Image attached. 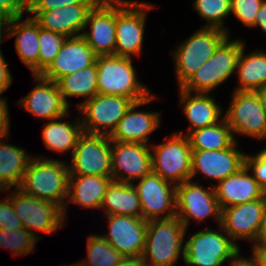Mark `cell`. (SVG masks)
<instances>
[{
  "label": "cell",
  "mask_w": 266,
  "mask_h": 266,
  "mask_svg": "<svg viewBox=\"0 0 266 266\" xmlns=\"http://www.w3.org/2000/svg\"><path fill=\"white\" fill-rule=\"evenodd\" d=\"M244 42L230 41L227 36L215 49L213 55L180 88L190 93L210 94L236 71Z\"/></svg>",
  "instance_id": "cell-4"
},
{
  "label": "cell",
  "mask_w": 266,
  "mask_h": 266,
  "mask_svg": "<svg viewBox=\"0 0 266 266\" xmlns=\"http://www.w3.org/2000/svg\"><path fill=\"white\" fill-rule=\"evenodd\" d=\"M222 231L212 229L201 230L195 233L184 244V263L188 266H222L238 251L239 246Z\"/></svg>",
  "instance_id": "cell-8"
},
{
  "label": "cell",
  "mask_w": 266,
  "mask_h": 266,
  "mask_svg": "<svg viewBox=\"0 0 266 266\" xmlns=\"http://www.w3.org/2000/svg\"><path fill=\"white\" fill-rule=\"evenodd\" d=\"M152 171L176 186L191 180L192 149L187 135L173 132L167 142L153 145Z\"/></svg>",
  "instance_id": "cell-5"
},
{
  "label": "cell",
  "mask_w": 266,
  "mask_h": 266,
  "mask_svg": "<svg viewBox=\"0 0 266 266\" xmlns=\"http://www.w3.org/2000/svg\"><path fill=\"white\" fill-rule=\"evenodd\" d=\"M227 36V32L223 30L202 27L177 47L172 54L175 57V73L179 87L209 60Z\"/></svg>",
  "instance_id": "cell-6"
},
{
  "label": "cell",
  "mask_w": 266,
  "mask_h": 266,
  "mask_svg": "<svg viewBox=\"0 0 266 266\" xmlns=\"http://www.w3.org/2000/svg\"><path fill=\"white\" fill-rule=\"evenodd\" d=\"M264 0H232L231 13L247 27L255 25V16Z\"/></svg>",
  "instance_id": "cell-38"
},
{
  "label": "cell",
  "mask_w": 266,
  "mask_h": 266,
  "mask_svg": "<svg viewBox=\"0 0 266 266\" xmlns=\"http://www.w3.org/2000/svg\"><path fill=\"white\" fill-rule=\"evenodd\" d=\"M10 201L23 227L37 240L40 237L30 230L53 233L65 224L63 209L52 202L27 195L18 188L10 194Z\"/></svg>",
  "instance_id": "cell-11"
},
{
  "label": "cell",
  "mask_w": 266,
  "mask_h": 266,
  "mask_svg": "<svg viewBox=\"0 0 266 266\" xmlns=\"http://www.w3.org/2000/svg\"><path fill=\"white\" fill-rule=\"evenodd\" d=\"M245 166L249 170L252 169L254 179L266 191V148L260 150L255 156L246 154Z\"/></svg>",
  "instance_id": "cell-39"
},
{
  "label": "cell",
  "mask_w": 266,
  "mask_h": 266,
  "mask_svg": "<svg viewBox=\"0 0 266 266\" xmlns=\"http://www.w3.org/2000/svg\"><path fill=\"white\" fill-rule=\"evenodd\" d=\"M234 135L223 118L215 125L191 131L187 137L192 150H221L229 148L237 141Z\"/></svg>",
  "instance_id": "cell-33"
},
{
  "label": "cell",
  "mask_w": 266,
  "mask_h": 266,
  "mask_svg": "<svg viewBox=\"0 0 266 266\" xmlns=\"http://www.w3.org/2000/svg\"><path fill=\"white\" fill-rule=\"evenodd\" d=\"M12 80L13 77L8 69V64H6L4 56L1 53L0 54V95L10 87Z\"/></svg>",
  "instance_id": "cell-44"
},
{
  "label": "cell",
  "mask_w": 266,
  "mask_h": 266,
  "mask_svg": "<svg viewBox=\"0 0 266 266\" xmlns=\"http://www.w3.org/2000/svg\"><path fill=\"white\" fill-rule=\"evenodd\" d=\"M134 186L141 205L142 218L146 221L168 219L176 216V185L164 180L153 171ZM167 211L165 215L162 214Z\"/></svg>",
  "instance_id": "cell-13"
},
{
  "label": "cell",
  "mask_w": 266,
  "mask_h": 266,
  "mask_svg": "<svg viewBox=\"0 0 266 266\" xmlns=\"http://www.w3.org/2000/svg\"><path fill=\"white\" fill-rule=\"evenodd\" d=\"M237 141L229 148L221 150H192L191 179L197 173L216 182L237 173L245 165V156L237 150Z\"/></svg>",
  "instance_id": "cell-17"
},
{
  "label": "cell",
  "mask_w": 266,
  "mask_h": 266,
  "mask_svg": "<svg viewBox=\"0 0 266 266\" xmlns=\"http://www.w3.org/2000/svg\"><path fill=\"white\" fill-rule=\"evenodd\" d=\"M106 211V216L126 215L142 217L141 205L134 186L112 180L107 187L101 205Z\"/></svg>",
  "instance_id": "cell-29"
},
{
  "label": "cell",
  "mask_w": 266,
  "mask_h": 266,
  "mask_svg": "<svg viewBox=\"0 0 266 266\" xmlns=\"http://www.w3.org/2000/svg\"><path fill=\"white\" fill-rule=\"evenodd\" d=\"M99 0H28V11H49L73 4H96Z\"/></svg>",
  "instance_id": "cell-41"
},
{
  "label": "cell",
  "mask_w": 266,
  "mask_h": 266,
  "mask_svg": "<svg viewBox=\"0 0 266 266\" xmlns=\"http://www.w3.org/2000/svg\"><path fill=\"white\" fill-rule=\"evenodd\" d=\"M21 20L22 16L9 19L7 38L15 35V47L21 61L32 75H39V24L30 16Z\"/></svg>",
  "instance_id": "cell-25"
},
{
  "label": "cell",
  "mask_w": 266,
  "mask_h": 266,
  "mask_svg": "<svg viewBox=\"0 0 266 266\" xmlns=\"http://www.w3.org/2000/svg\"><path fill=\"white\" fill-rule=\"evenodd\" d=\"M222 209L216 198L214 186L203 188L199 182L188 180L176 186V216L188 228L190 219L197 222L213 216L221 223Z\"/></svg>",
  "instance_id": "cell-12"
},
{
  "label": "cell",
  "mask_w": 266,
  "mask_h": 266,
  "mask_svg": "<svg viewBox=\"0 0 266 266\" xmlns=\"http://www.w3.org/2000/svg\"><path fill=\"white\" fill-rule=\"evenodd\" d=\"M263 207L264 199H256L224 208L220 225L234 242L237 239H248L258 245Z\"/></svg>",
  "instance_id": "cell-19"
},
{
  "label": "cell",
  "mask_w": 266,
  "mask_h": 266,
  "mask_svg": "<svg viewBox=\"0 0 266 266\" xmlns=\"http://www.w3.org/2000/svg\"><path fill=\"white\" fill-rule=\"evenodd\" d=\"M24 228L21 219L15 214L10 195L0 200V229L17 230Z\"/></svg>",
  "instance_id": "cell-40"
},
{
  "label": "cell",
  "mask_w": 266,
  "mask_h": 266,
  "mask_svg": "<svg viewBox=\"0 0 266 266\" xmlns=\"http://www.w3.org/2000/svg\"><path fill=\"white\" fill-rule=\"evenodd\" d=\"M9 29V19L8 18H3L0 21V44L2 43L3 39L2 37L4 36L5 32H8ZM3 35V36H2ZM1 50H0V54H1Z\"/></svg>",
  "instance_id": "cell-51"
},
{
  "label": "cell",
  "mask_w": 266,
  "mask_h": 266,
  "mask_svg": "<svg viewBox=\"0 0 266 266\" xmlns=\"http://www.w3.org/2000/svg\"><path fill=\"white\" fill-rule=\"evenodd\" d=\"M4 17L2 16V14L0 13V21L3 19Z\"/></svg>",
  "instance_id": "cell-53"
},
{
  "label": "cell",
  "mask_w": 266,
  "mask_h": 266,
  "mask_svg": "<svg viewBox=\"0 0 266 266\" xmlns=\"http://www.w3.org/2000/svg\"><path fill=\"white\" fill-rule=\"evenodd\" d=\"M82 37L97 56L115 55L116 0H99L89 11Z\"/></svg>",
  "instance_id": "cell-15"
},
{
  "label": "cell",
  "mask_w": 266,
  "mask_h": 266,
  "mask_svg": "<svg viewBox=\"0 0 266 266\" xmlns=\"http://www.w3.org/2000/svg\"><path fill=\"white\" fill-rule=\"evenodd\" d=\"M112 177L69 175L67 200L85 208H101Z\"/></svg>",
  "instance_id": "cell-27"
},
{
  "label": "cell",
  "mask_w": 266,
  "mask_h": 266,
  "mask_svg": "<svg viewBox=\"0 0 266 266\" xmlns=\"http://www.w3.org/2000/svg\"><path fill=\"white\" fill-rule=\"evenodd\" d=\"M71 154L69 175L111 177L112 151L109 136L83 132Z\"/></svg>",
  "instance_id": "cell-9"
},
{
  "label": "cell",
  "mask_w": 266,
  "mask_h": 266,
  "mask_svg": "<svg viewBox=\"0 0 266 266\" xmlns=\"http://www.w3.org/2000/svg\"><path fill=\"white\" fill-rule=\"evenodd\" d=\"M252 254L256 257L259 266H266V243L253 245Z\"/></svg>",
  "instance_id": "cell-49"
},
{
  "label": "cell",
  "mask_w": 266,
  "mask_h": 266,
  "mask_svg": "<svg viewBox=\"0 0 266 266\" xmlns=\"http://www.w3.org/2000/svg\"><path fill=\"white\" fill-rule=\"evenodd\" d=\"M186 228L177 216L147 222L142 256L148 266H175L182 252Z\"/></svg>",
  "instance_id": "cell-2"
},
{
  "label": "cell",
  "mask_w": 266,
  "mask_h": 266,
  "mask_svg": "<svg viewBox=\"0 0 266 266\" xmlns=\"http://www.w3.org/2000/svg\"><path fill=\"white\" fill-rule=\"evenodd\" d=\"M256 94L258 95L261 107L266 116V88H260L259 90H256Z\"/></svg>",
  "instance_id": "cell-50"
},
{
  "label": "cell",
  "mask_w": 266,
  "mask_h": 266,
  "mask_svg": "<svg viewBox=\"0 0 266 266\" xmlns=\"http://www.w3.org/2000/svg\"><path fill=\"white\" fill-rule=\"evenodd\" d=\"M37 241L25 228L13 231L0 229V248L11 250L15 256L31 253Z\"/></svg>",
  "instance_id": "cell-36"
},
{
  "label": "cell",
  "mask_w": 266,
  "mask_h": 266,
  "mask_svg": "<svg viewBox=\"0 0 266 266\" xmlns=\"http://www.w3.org/2000/svg\"><path fill=\"white\" fill-rule=\"evenodd\" d=\"M214 189L221 209L264 199L266 193L245 165L237 173L221 180L218 185L214 186Z\"/></svg>",
  "instance_id": "cell-24"
},
{
  "label": "cell",
  "mask_w": 266,
  "mask_h": 266,
  "mask_svg": "<svg viewBox=\"0 0 266 266\" xmlns=\"http://www.w3.org/2000/svg\"><path fill=\"white\" fill-rule=\"evenodd\" d=\"M39 75L51 64L60 51L66 37L42 29L39 26Z\"/></svg>",
  "instance_id": "cell-37"
},
{
  "label": "cell",
  "mask_w": 266,
  "mask_h": 266,
  "mask_svg": "<svg viewBox=\"0 0 266 266\" xmlns=\"http://www.w3.org/2000/svg\"><path fill=\"white\" fill-rule=\"evenodd\" d=\"M31 159L25 150L0 139V192L20 186Z\"/></svg>",
  "instance_id": "cell-28"
},
{
  "label": "cell",
  "mask_w": 266,
  "mask_h": 266,
  "mask_svg": "<svg viewBox=\"0 0 266 266\" xmlns=\"http://www.w3.org/2000/svg\"><path fill=\"white\" fill-rule=\"evenodd\" d=\"M97 55L82 36L66 38L51 64L41 77L57 82L60 78L93 65Z\"/></svg>",
  "instance_id": "cell-20"
},
{
  "label": "cell",
  "mask_w": 266,
  "mask_h": 266,
  "mask_svg": "<svg viewBox=\"0 0 266 266\" xmlns=\"http://www.w3.org/2000/svg\"><path fill=\"white\" fill-rule=\"evenodd\" d=\"M72 266V265H69ZM73 266H81L79 263L74 264Z\"/></svg>",
  "instance_id": "cell-52"
},
{
  "label": "cell",
  "mask_w": 266,
  "mask_h": 266,
  "mask_svg": "<svg viewBox=\"0 0 266 266\" xmlns=\"http://www.w3.org/2000/svg\"><path fill=\"white\" fill-rule=\"evenodd\" d=\"M154 98L155 96L151 94L144 100L133 102L109 136L110 140L148 145V136L160 125V114L158 112L136 111V108L149 104Z\"/></svg>",
  "instance_id": "cell-22"
},
{
  "label": "cell",
  "mask_w": 266,
  "mask_h": 266,
  "mask_svg": "<svg viewBox=\"0 0 266 266\" xmlns=\"http://www.w3.org/2000/svg\"><path fill=\"white\" fill-rule=\"evenodd\" d=\"M125 257L101 235H89L87 258L78 262L81 266H115Z\"/></svg>",
  "instance_id": "cell-34"
},
{
  "label": "cell",
  "mask_w": 266,
  "mask_h": 266,
  "mask_svg": "<svg viewBox=\"0 0 266 266\" xmlns=\"http://www.w3.org/2000/svg\"><path fill=\"white\" fill-rule=\"evenodd\" d=\"M231 1L232 0H195L193 6L199 15L207 22L203 27L223 30L227 32L229 36V29H226L223 25L225 23V17L231 14Z\"/></svg>",
  "instance_id": "cell-35"
},
{
  "label": "cell",
  "mask_w": 266,
  "mask_h": 266,
  "mask_svg": "<svg viewBox=\"0 0 266 266\" xmlns=\"http://www.w3.org/2000/svg\"><path fill=\"white\" fill-rule=\"evenodd\" d=\"M111 151V177L114 181L132 184L134 180H140L152 171L149 145L111 141Z\"/></svg>",
  "instance_id": "cell-16"
},
{
  "label": "cell",
  "mask_w": 266,
  "mask_h": 266,
  "mask_svg": "<svg viewBox=\"0 0 266 266\" xmlns=\"http://www.w3.org/2000/svg\"><path fill=\"white\" fill-rule=\"evenodd\" d=\"M266 243V193L264 194V207L258 231V245Z\"/></svg>",
  "instance_id": "cell-46"
},
{
  "label": "cell",
  "mask_w": 266,
  "mask_h": 266,
  "mask_svg": "<svg viewBox=\"0 0 266 266\" xmlns=\"http://www.w3.org/2000/svg\"><path fill=\"white\" fill-rule=\"evenodd\" d=\"M240 251H238L232 258L230 266H259L256 257L252 254V258L245 259L240 257Z\"/></svg>",
  "instance_id": "cell-45"
},
{
  "label": "cell",
  "mask_w": 266,
  "mask_h": 266,
  "mask_svg": "<svg viewBox=\"0 0 266 266\" xmlns=\"http://www.w3.org/2000/svg\"><path fill=\"white\" fill-rule=\"evenodd\" d=\"M233 98L223 117L233 134L266 139V116L256 91H234Z\"/></svg>",
  "instance_id": "cell-14"
},
{
  "label": "cell",
  "mask_w": 266,
  "mask_h": 266,
  "mask_svg": "<svg viewBox=\"0 0 266 266\" xmlns=\"http://www.w3.org/2000/svg\"><path fill=\"white\" fill-rule=\"evenodd\" d=\"M97 88L99 94L131 98L134 102L150 96L149 90L137 80L132 57L97 56Z\"/></svg>",
  "instance_id": "cell-3"
},
{
  "label": "cell",
  "mask_w": 266,
  "mask_h": 266,
  "mask_svg": "<svg viewBox=\"0 0 266 266\" xmlns=\"http://www.w3.org/2000/svg\"><path fill=\"white\" fill-rule=\"evenodd\" d=\"M69 167L64 161L32 158L18 189L27 195L52 202L63 209L66 219Z\"/></svg>",
  "instance_id": "cell-1"
},
{
  "label": "cell",
  "mask_w": 266,
  "mask_h": 266,
  "mask_svg": "<svg viewBox=\"0 0 266 266\" xmlns=\"http://www.w3.org/2000/svg\"><path fill=\"white\" fill-rule=\"evenodd\" d=\"M180 92V105L183 104V112L190 122L192 128L188 132L180 134L188 135L191 131H195L204 127H209L222 121V108L215 102L210 94L190 93L182 90Z\"/></svg>",
  "instance_id": "cell-26"
},
{
  "label": "cell",
  "mask_w": 266,
  "mask_h": 266,
  "mask_svg": "<svg viewBox=\"0 0 266 266\" xmlns=\"http://www.w3.org/2000/svg\"><path fill=\"white\" fill-rule=\"evenodd\" d=\"M154 5L145 2L116 0L115 56L140 55L146 22V10Z\"/></svg>",
  "instance_id": "cell-7"
},
{
  "label": "cell",
  "mask_w": 266,
  "mask_h": 266,
  "mask_svg": "<svg viewBox=\"0 0 266 266\" xmlns=\"http://www.w3.org/2000/svg\"><path fill=\"white\" fill-rule=\"evenodd\" d=\"M7 102L0 97V139L9 136L10 120Z\"/></svg>",
  "instance_id": "cell-43"
},
{
  "label": "cell",
  "mask_w": 266,
  "mask_h": 266,
  "mask_svg": "<svg viewBox=\"0 0 266 266\" xmlns=\"http://www.w3.org/2000/svg\"><path fill=\"white\" fill-rule=\"evenodd\" d=\"M64 117L53 119L46 123L43 129L42 138L45 146L53 151L64 152L75 149L77 140L83 133L81 117L77 119V123L70 124L66 121H56Z\"/></svg>",
  "instance_id": "cell-31"
},
{
  "label": "cell",
  "mask_w": 266,
  "mask_h": 266,
  "mask_svg": "<svg viewBox=\"0 0 266 266\" xmlns=\"http://www.w3.org/2000/svg\"><path fill=\"white\" fill-rule=\"evenodd\" d=\"M38 82L35 88L19 104L22 108L40 119H58L69 115V106L64 102L56 82L40 75H33Z\"/></svg>",
  "instance_id": "cell-21"
},
{
  "label": "cell",
  "mask_w": 266,
  "mask_h": 266,
  "mask_svg": "<svg viewBox=\"0 0 266 266\" xmlns=\"http://www.w3.org/2000/svg\"><path fill=\"white\" fill-rule=\"evenodd\" d=\"M133 102L131 98L98 93L75 105L84 115L81 120L83 132L110 136Z\"/></svg>",
  "instance_id": "cell-10"
},
{
  "label": "cell",
  "mask_w": 266,
  "mask_h": 266,
  "mask_svg": "<svg viewBox=\"0 0 266 266\" xmlns=\"http://www.w3.org/2000/svg\"><path fill=\"white\" fill-rule=\"evenodd\" d=\"M245 44L241 46V54L236 71L239 87L235 91H256L266 88V52L253 51L245 55Z\"/></svg>",
  "instance_id": "cell-30"
},
{
  "label": "cell",
  "mask_w": 266,
  "mask_h": 266,
  "mask_svg": "<svg viewBox=\"0 0 266 266\" xmlns=\"http://www.w3.org/2000/svg\"><path fill=\"white\" fill-rule=\"evenodd\" d=\"M115 266H148V264L144 260V257L141 255L135 257H125Z\"/></svg>",
  "instance_id": "cell-48"
},
{
  "label": "cell",
  "mask_w": 266,
  "mask_h": 266,
  "mask_svg": "<svg viewBox=\"0 0 266 266\" xmlns=\"http://www.w3.org/2000/svg\"><path fill=\"white\" fill-rule=\"evenodd\" d=\"M261 27L266 32V0L263 1L255 16V25L253 27Z\"/></svg>",
  "instance_id": "cell-47"
},
{
  "label": "cell",
  "mask_w": 266,
  "mask_h": 266,
  "mask_svg": "<svg viewBox=\"0 0 266 266\" xmlns=\"http://www.w3.org/2000/svg\"><path fill=\"white\" fill-rule=\"evenodd\" d=\"M28 12V0H0V13L3 17L12 19Z\"/></svg>",
  "instance_id": "cell-42"
},
{
  "label": "cell",
  "mask_w": 266,
  "mask_h": 266,
  "mask_svg": "<svg viewBox=\"0 0 266 266\" xmlns=\"http://www.w3.org/2000/svg\"><path fill=\"white\" fill-rule=\"evenodd\" d=\"M64 102L69 106L67 97H84L85 101L98 94L96 62L56 82Z\"/></svg>",
  "instance_id": "cell-32"
},
{
  "label": "cell",
  "mask_w": 266,
  "mask_h": 266,
  "mask_svg": "<svg viewBox=\"0 0 266 266\" xmlns=\"http://www.w3.org/2000/svg\"><path fill=\"white\" fill-rule=\"evenodd\" d=\"M95 4H73L49 11H28L39 26L66 38L82 36L89 11ZM81 31V32H80Z\"/></svg>",
  "instance_id": "cell-23"
},
{
  "label": "cell",
  "mask_w": 266,
  "mask_h": 266,
  "mask_svg": "<svg viewBox=\"0 0 266 266\" xmlns=\"http://www.w3.org/2000/svg\"><path fill=\"white\" fill-rule=\"evenodd\" d=\"M109 234L102 235L124 257L141 256L144 250L147 222L142 217L107 216Z\"/></svg>",
  "instance_id": "cell-18"
}]
</instances>
